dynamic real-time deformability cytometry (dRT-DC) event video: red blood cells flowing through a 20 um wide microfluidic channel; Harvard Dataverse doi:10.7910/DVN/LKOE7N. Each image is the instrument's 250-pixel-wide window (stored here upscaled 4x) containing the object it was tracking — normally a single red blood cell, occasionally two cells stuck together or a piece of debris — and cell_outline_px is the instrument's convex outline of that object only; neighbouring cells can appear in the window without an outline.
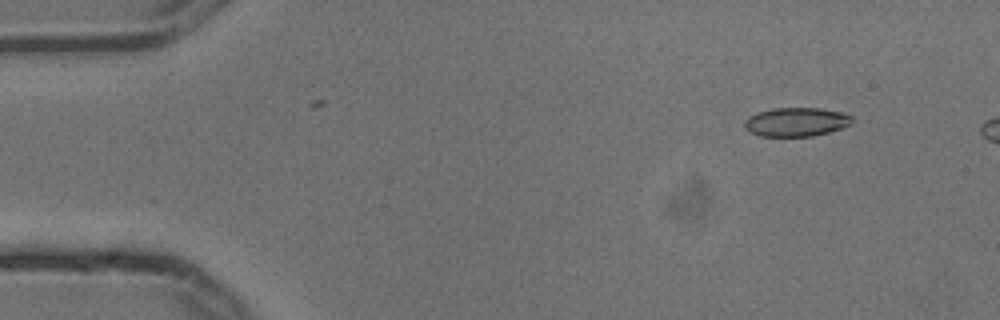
{"species": "common noctule bat (a hibernating species)", "species_latin": "Nyctalus noctula", "temperature_condition": "cold", "stored_images_in_passage": 2, "camera_frame_rate_fps": 3000, "um_per_image_px": 0.085, "animal": {"sex": "male", "body_mass_g": 13.3}, "frame": {"image": 1, "passage_image": 2, "time_ms": 0.333, "image_size_px": [1000, 320], "cell_outline_px": [[852, 124], [828, 132], [812, 136], [760, 136], [748, 132], [744, 128], [744, 120], [748, 116], [756, 112], [772, 108], [820, 108], [840, 112], [852, 116]], "centroid_in_image_um": [67.62, 10.36], "position_along_channel_um": 17.4, "area_um2": 18.21}}